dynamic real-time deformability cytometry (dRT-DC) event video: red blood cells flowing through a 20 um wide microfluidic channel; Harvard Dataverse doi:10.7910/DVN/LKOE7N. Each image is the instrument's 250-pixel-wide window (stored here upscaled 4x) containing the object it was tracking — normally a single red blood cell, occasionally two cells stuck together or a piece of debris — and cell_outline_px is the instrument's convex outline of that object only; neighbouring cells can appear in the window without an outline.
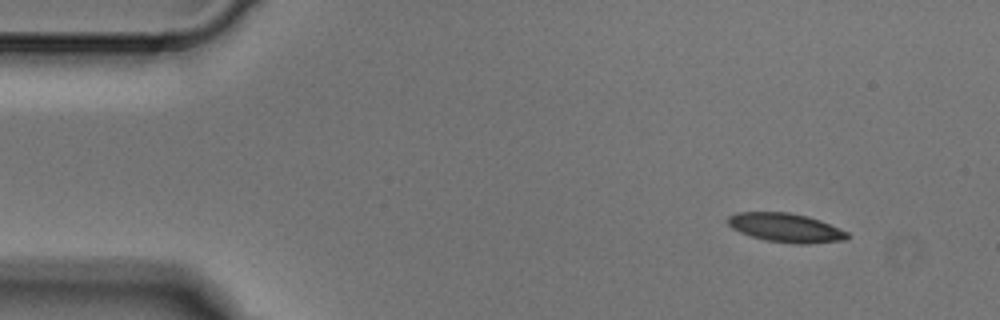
{"species": "Egyptian fruit bat (a non-hibernating species)", "species_latin": "Rousettus aegyptiacus", "temperature_condition": "cold", "stored_images_in_passage": 2, "camera_frame_rate_fps": 3000, "um_per_image_px": 0.085, "animal": {"sex": "male"}, "frame": {"image": 1, "passage_image": 1, "time_ms": 0.0, "image_size_px": [1000, 320], "cell_outline_px": [[848, 236], [844, 240], [808, 244], [796, 244], [764, 240], [740, 232], [732, 228], [724, 220], [728, 216], [736, 212], [788, 212], [808, 216], [820, 220], [848, 232]], "centroid_in_image_um": [66.75, 19.35], "position_along_channel_um": 18.3, "area_um2": 20.23}}